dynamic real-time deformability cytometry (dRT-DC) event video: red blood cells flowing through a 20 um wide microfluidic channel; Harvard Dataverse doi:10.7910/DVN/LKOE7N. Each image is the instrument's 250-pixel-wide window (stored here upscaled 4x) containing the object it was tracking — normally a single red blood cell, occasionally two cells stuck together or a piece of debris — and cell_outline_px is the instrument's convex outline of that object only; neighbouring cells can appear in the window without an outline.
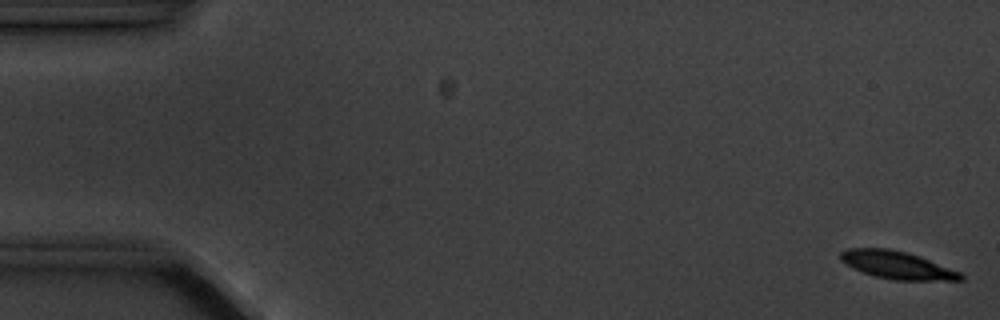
{"species": "common noctule bat (a hibernating species)", "species_latin": "Nyctalus noctula", "temperature_condition": "cold", "stored_images_in_passage": 5, "segment_of_instrument_passage": [2, 2], "camera_frame_rate_fps": 3000, "um_per_image_px": 0.085, "animal": {"sex": "male", "body_mass_g": 20.1, "forearm_length_mm": 53.5}, "frame": {"image": 1, "passage_image": 5, "time_ms": 5.333, "image_size_px": [1000, 320], "cell_outline_px": [[964, 280], [892, 280], [876, 276], [852, 268], [840, 260], [840, 252], [848, 248], [888, 248], [908, 252], [960, 272], [964, 276]], "centroid_in_image_um": [76.23, 22.52], "position_along_channel_um": 8.8, "area_um2": 19.25}}